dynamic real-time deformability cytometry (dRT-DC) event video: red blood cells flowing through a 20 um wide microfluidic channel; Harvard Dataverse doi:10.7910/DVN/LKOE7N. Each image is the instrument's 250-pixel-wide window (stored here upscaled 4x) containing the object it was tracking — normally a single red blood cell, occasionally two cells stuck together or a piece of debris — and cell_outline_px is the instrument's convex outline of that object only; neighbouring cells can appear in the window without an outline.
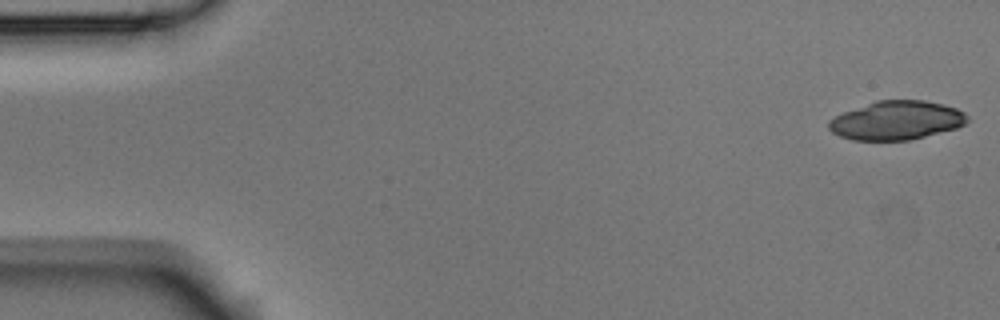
{"species": "Egyptian fruit bat (a non-hibernating species)", "species_latin": "Rousettus aegyptiacus", "temperature_condition": "room temperature", "stored_images_in_passage": 5, "camera_frame_rate_fps": 3000, "um_per_image_px": 0.085, "animal": {"sex": "male"}, "frame": {"image": 1, "passage_image": 1, "time_ms": 0.0, "image_size_px": [1000, 320], "cell_outline_px": [[968, 120], [964, 124], [956, 128], [908, 140], [852, 140], [840, 136], [832, 132], [828, 128], [828, 120], [844, 112], [876, 100], [924, 100], [944, 104], [956, 108], [964, 112], [968, 116]], "centroid_in_image_um": [76.2, 10.23], "position_along_channel_um": 8.8, "area_um2": 31.21}}
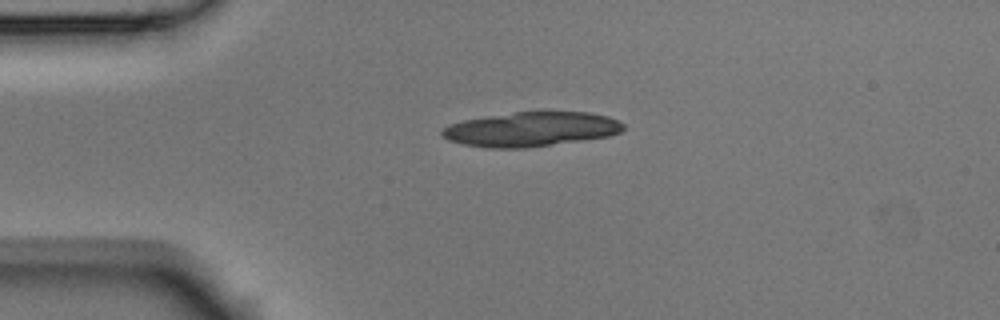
{"frame": {"image": 2, "passage_image": 4, "time_ms": 1.0, "image_size_px": [1000, 320], "cell_outline_px": [[624, 128], [620, 132], [608, 136], [584, 140], [524, 148], [488, 148], [464, 144], [448, 140], [440, 132], [448, 124], [464, 120], [488, 116], [516, 112], [588, 112], [608, 116], [624, 124]], "centroid_in_image_um": [45.14, 10.99], "position_along_channel_um": 39.9, "area_um2": 36.18}}